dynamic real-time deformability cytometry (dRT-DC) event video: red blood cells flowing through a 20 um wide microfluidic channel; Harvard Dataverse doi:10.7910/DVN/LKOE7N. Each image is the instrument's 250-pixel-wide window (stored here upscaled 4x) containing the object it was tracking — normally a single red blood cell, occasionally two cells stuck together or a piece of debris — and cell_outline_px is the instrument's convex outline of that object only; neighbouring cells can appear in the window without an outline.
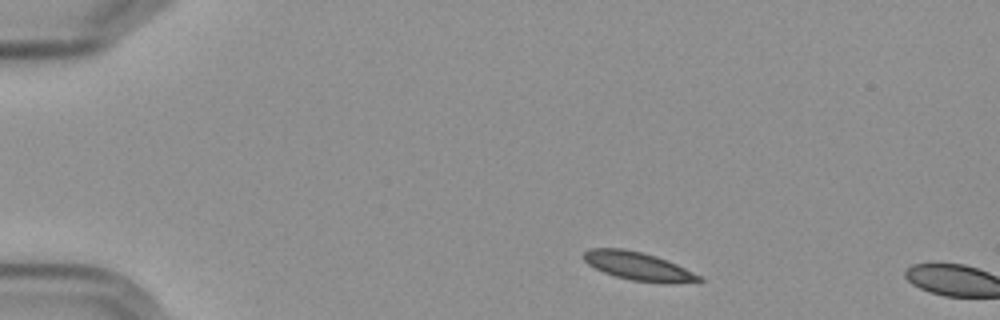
{"species": "Egyptian fruit bat (a non-hibernating species)", "species_latin": "Rousettus aegyptiacus", "temperature_condition": "cold", "stored_images_in_passage": 2, "camera_frame_rate_fps": 3000, "um_per_image_px": 0.085, "frame": {"image": 1, "passage_image": 1, "time_ms": 0.0, "image_size_px": [1000, 320], "cell_outline_px": [[704, 280], [700, 284], [664, 284], [632, 280], [616, 276], [604, 272], [588, 264], [580, 256], [588, 248], [624, 248], [656, 256], [676, 264], [704, 276]], "centroid_in_image_um": [54.36, 22.66], "position_along_channel_um": 30.6, "area_um2": 19.59}}